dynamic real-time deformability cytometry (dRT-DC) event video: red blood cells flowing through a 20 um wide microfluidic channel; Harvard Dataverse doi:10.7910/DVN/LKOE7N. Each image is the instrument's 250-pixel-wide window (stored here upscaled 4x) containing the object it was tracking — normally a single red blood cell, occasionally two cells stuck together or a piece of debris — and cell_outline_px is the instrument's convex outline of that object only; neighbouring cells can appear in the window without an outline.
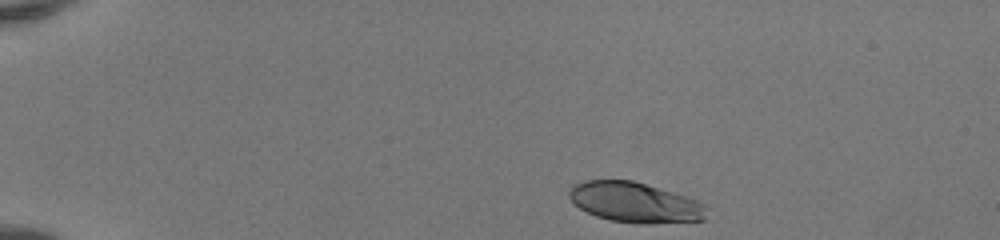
{"species": "human", "species_latin": "Homo sapiens", "temperature_condition": "room temperature", "stored_images_in_passage": 42, "camera_frame_rate_fps": 3000, "um_per_image_px": 0.085, "donor": {"sex": "female"}, "frame": {"image": 1, "passage_image": 1, "time_ms": 0.0, "image_size_px": [1000, 240], "cell_outline_px": [[704, 220], [652, 224], [640, 224], [608, 220], [596, 216], [580, 208], [568, 196], [568, 192], [576, 184], [584, 180], [632, 180], [688, 196], [704, 204]], "centroid_in_image_um": [53.96, 17.21], "position_along_channel_um": 31.0, "area_um2": 32.08}}
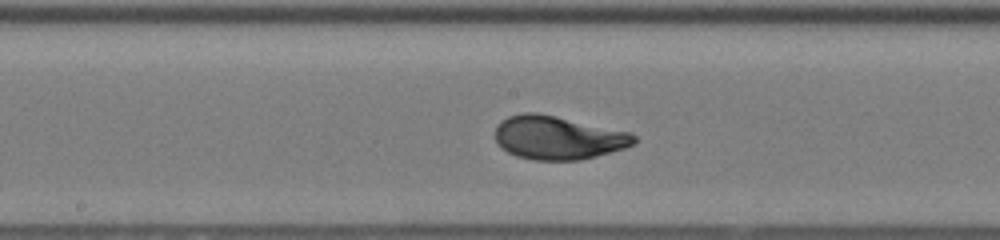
{"frame": {"image": 2, "passage_image": 20, "time_ms": 6.333, "image_size_px": [1000, 240], "cell_outline_px": [[636, 144], [624, 148], [596, 156], [580, 160], [532, 160], [516, 156], [500, 148], [496, 140], [496, 124], [500, 120], [508, 116], [524, 112], [536, 112], [632, 132], [636, 136]], "centroid_in_image_um": [47.42, 11.7], "position_along_channel_um": 200.8, "area_um2": 35.43}}
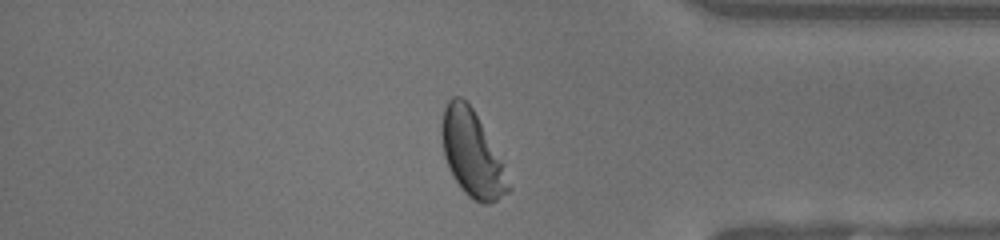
{"frame": {"image": 3, "passage_image": 35, "time_ms": 11.333, "image_size_px": [1000, 240], "cell_outline_px": [[512, 188], [508, 192], [496, 200], [488, 204], [480, 204], [468, 196], [460, 188], [452, 176], [444, 156], [440, 132], [440, 124], [444, 108], [448, 100], [452, 96], [460, 96], [472, 108], [504, 164]], "centroid_in_image_um": [40.11, 13.08], "position_along_channel_um": 395.1, "area_um2": 33.47}, "authors_computed_cell_mechanics": {"area_um2": 34.4199, "velocity_mm_per_s": 4.1333, "shape_relaxation_time_tau1_ms": 2.8026, "shape_relaxation_time_tau2_ms": null, "deformation_change_tau1": 0.1774, "deformation_change_tau2": null}}